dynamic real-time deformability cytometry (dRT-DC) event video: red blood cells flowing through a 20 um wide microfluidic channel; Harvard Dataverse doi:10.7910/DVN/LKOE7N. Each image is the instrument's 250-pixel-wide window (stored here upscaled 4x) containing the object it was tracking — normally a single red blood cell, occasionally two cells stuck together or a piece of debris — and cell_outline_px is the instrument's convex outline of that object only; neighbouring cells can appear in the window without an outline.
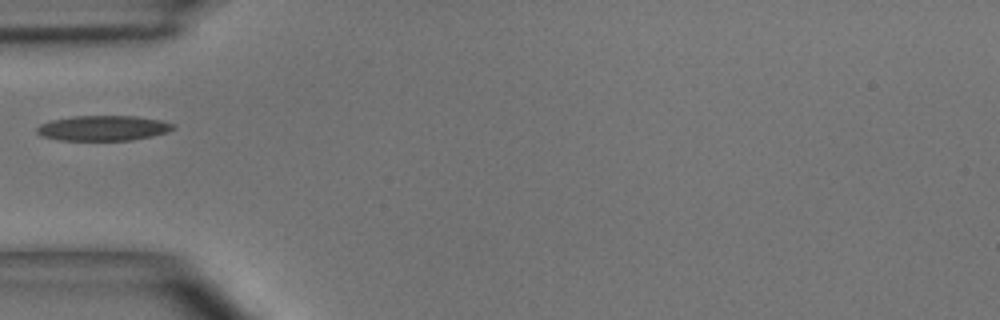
{"species": "common noctule bat (a hibernating species)", "species_latin": "Nyctalus noctula", "temperature_condition": "room temperature", "stored_images_in_passage": 35, "camera_frame_rate_fps": 3000, "um_per_image_px": 0.085, "animal": {"sex": "male", "body_mass_g": 15.6}, "frame": {"image": 1, "passage_image": 1, "time_ms": 0.0, "image_size_px": [1000, 320], "cell_outline_px": [[176, 128], [168, 132], [152, 136], [132, 140], [60, 140], [40, 136], [36, 132], [36, 128], [40, 124], [52, 120], [72, 116], [136, 116], [164, 120], [176, 124]], "centroid_in_image_um": [8.81, 10.88], "position_along_channel_um": 76.2, "area_um2": 20.23}}
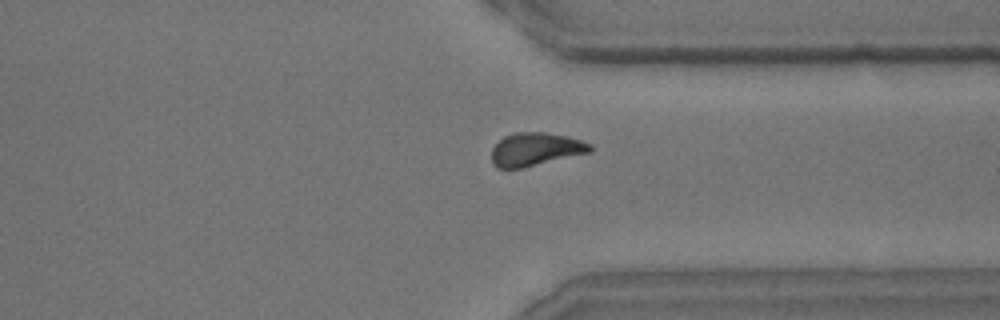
{"frame": {"image": 2, "passage_image": 23, "time_ms": 7.333, "image_size_px": [1000, 320], "cell_outline_px": [[592, 152], [520, 168], [496, 168], [492, 164], [492, 148], [504, 136], [516, 132], [544, 132], [568, 136], [592, 144]], "centroid_in_image_um": [45.52, 12.68], "position_along_channel_um": 365.9, "area_um2": 19.02}}
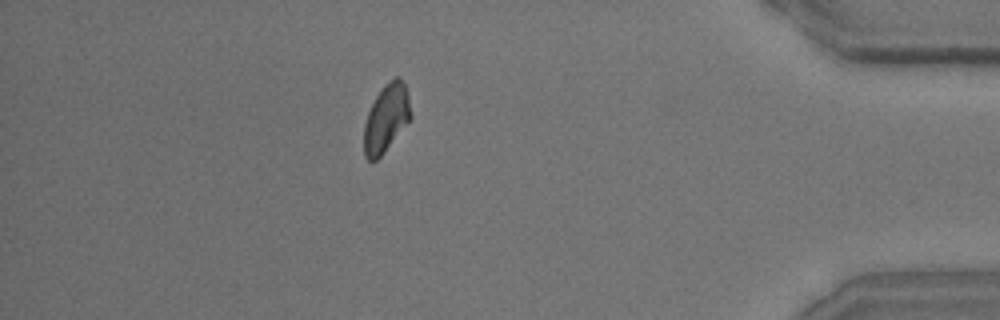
{"frame": {"image": 3, "passage_image": 29, "time_ms": 9.333, "image_size_px": [1000, 320], "cell_outline_px": [[412, 116], [380, 156], [376, 160], [368, 160], [364, 156], [364, 124], [368, 112], [376, 96], [384, 84], [396, 76], [400, 76], [404, 84], [408, 96]], "centroid_in_image_um": [32.81, 10.02], "position_along_channel_um": 402.4, "area_um2": 18.09}}